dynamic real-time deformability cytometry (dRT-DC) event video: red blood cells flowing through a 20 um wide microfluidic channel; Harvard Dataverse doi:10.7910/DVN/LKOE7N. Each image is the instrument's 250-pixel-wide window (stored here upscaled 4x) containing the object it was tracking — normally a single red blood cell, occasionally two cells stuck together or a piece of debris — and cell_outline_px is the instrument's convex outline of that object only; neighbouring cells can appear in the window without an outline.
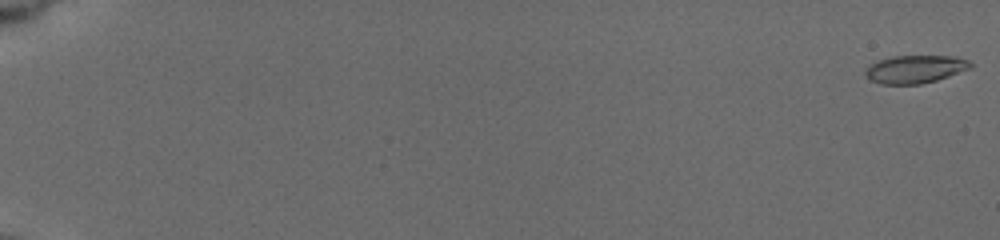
{"species": "common noctule bat (a hibernating species)", "species_latin": "Nyctalus noctula", "temperature_condition": "cold", "stored_images_in_passage": 23, "camera_frame_rate_fps": 3000, "um_per_image_px": 0.085, "animal": {"sex": "female", "body_mass_g": 19.5, "forearm_length_mm": 54.1}, "frame": {"image": 1, "passage_image": 1, "time_ms": 0.0, "image_size_px": [1000, 240], "cell_outline_px": [[972, 68], [936, 80], [920, 84], [880, 84], [868, 80], [864, 72], [872, 64], [880, 60], [892, 56], [956, 56], [968, 60], [972, 64]], "centroid_in_image_um": [77.79, 5.88], "position_along_channel_um": 7.2, "area_um2": 17.05}}
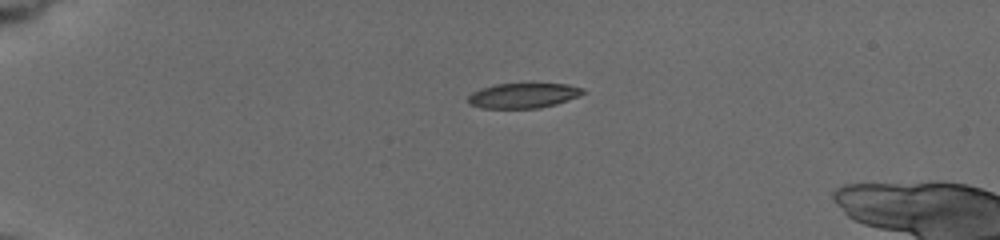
{"frame": {"image": 2, "passage_image": 17, "time_ms": 5.0, "image_size_px": [1000, 240], "cell_outline_px": [[584, 92], [576, 96], [556, 104], [540, 108], [484, 108], [468, 104], [468, 96], [472, 92], [480, 88], [496, 84], [568, 84], [584, 88]], "centroid_in_image_um": [44.43, 8.12], "position_along_channel_um": 40.6, "area_um2": 16.59}}
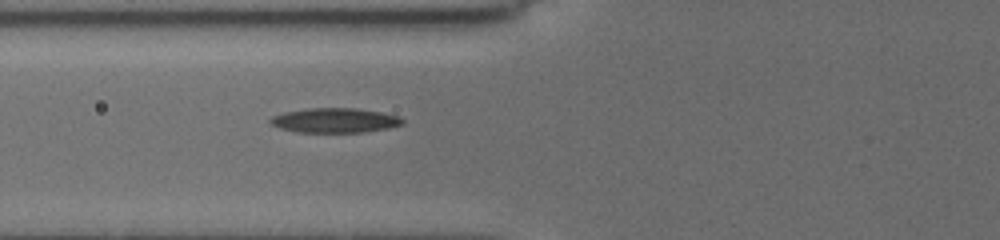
{"frame": {"image": 3, "passage_image": 23, "time_ms": 8.0, "image_size_px": [1000, 240], "cell_outline_px": [[404, 120], [400, 124], [388, 128], [364, 132], [296, 132], [280, 128], [272, 124], [268, 120], [272, 116], [284, 112], [308, 108], [356, 108], [380, 112], [400, 116]], "centroid_in_image_um": [28.44, 10.23], "position_along_channel_um": 97.4, "area_um2": 18.9}}